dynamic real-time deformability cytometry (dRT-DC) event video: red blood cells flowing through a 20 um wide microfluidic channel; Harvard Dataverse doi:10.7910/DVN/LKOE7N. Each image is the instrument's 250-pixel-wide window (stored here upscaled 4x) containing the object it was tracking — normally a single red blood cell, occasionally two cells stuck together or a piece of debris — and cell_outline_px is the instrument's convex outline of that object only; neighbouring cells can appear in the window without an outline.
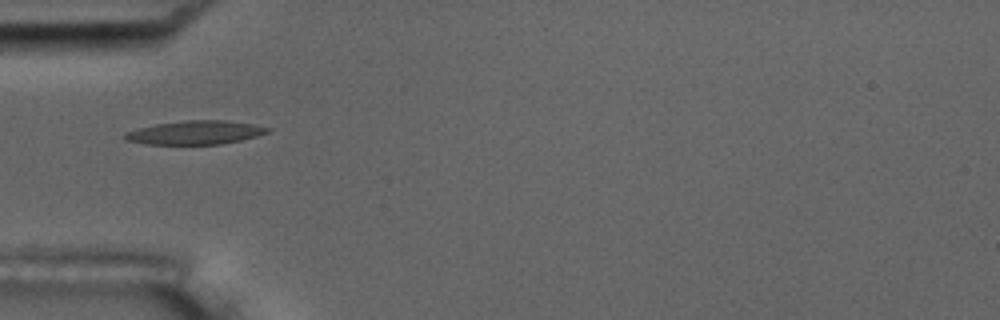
{"species": "common noctule bat (a hibernating species)", "species_latin": "Nyctalus noctula", "temperature_condition": "room temperature", "stored_images_in_passage": 38, "camera_frame_rate_fps": 3000, "um_per_image_px": 0.085, "animal": {"sex": "male", "body_mass_g": 17.5, "forearm_length_mm": 52.3}, "frame": {"image": 1, "passage_image": 1, "time_ms": 0.0, "image_size_px": [1000, 320], "cell_outline_px": [[272, 128], [268, 132], [256, 136], [240, 140], [220, 144], [148, 144], [124, 140], [124, 132], [156, 124], [188, 120], [224, 120], [252, 124]], "centroid_in_image_um": [16.59, 11.26], "position_along_channel_um": 68.4, "area_um2": 19.48}, "authors_computed_cell_mechanics": {"area_um2": 18.5538, "velocity_mm_per_s": 3.672, "shape_relaxation_time_tau1_ms": null, "shape_relaxation_time_tau2_ms": 5.4846, "deformation_change_tau1": null, "deformation_change_tau2": 0.1601}}